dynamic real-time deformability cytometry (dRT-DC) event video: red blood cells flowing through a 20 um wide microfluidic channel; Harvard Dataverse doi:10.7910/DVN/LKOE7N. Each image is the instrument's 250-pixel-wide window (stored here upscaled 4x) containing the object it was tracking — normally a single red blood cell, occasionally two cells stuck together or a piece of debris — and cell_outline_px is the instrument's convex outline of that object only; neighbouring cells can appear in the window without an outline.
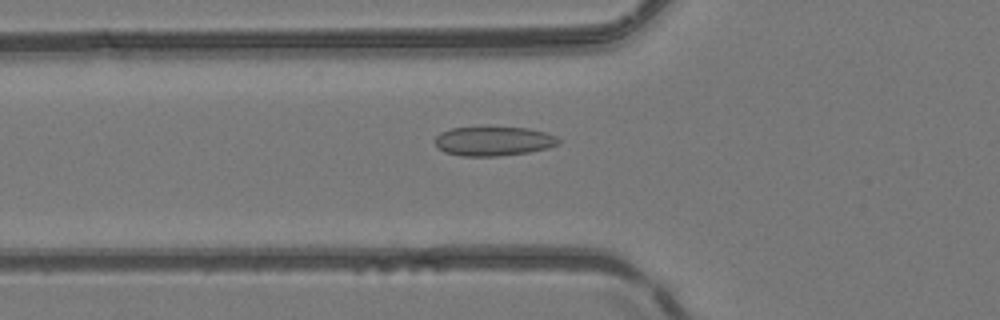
{"species": "common noctule bat (a hibernating species)", "species_latin": "Nyctalus noctula", "temperature_condition": "room temperature", "stored_images_in_passage": 51, "camera_frame_rate_fps": 3000, "um_per_image_px": 0.085, "animal": {"sex": "female", "body_mass_g": 24.6, "forearm_length_mm": 56.2}, "frame": {"image": 1, "passage_image": 19, "time_ms": 6.0, "image_size_px": [1000, 320], "cell_outline_px": [[560, 144], [548, 148], [528, 152], [496, 156], [460, 156], [444, 152], [432, 140], [440, 132], [452, 128], [528, 128], [544, 132], [556, 136], [560, 140]], "centroid_in_image_um": [41.94, 12.01], "position_along_channel_um": 83.9, "area_um2": 20.92}}
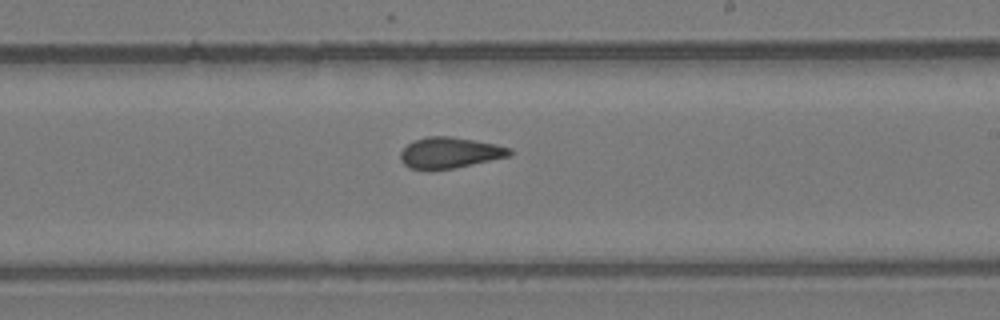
{"frame": {"image": 2, "passage_image": 31, "time_ms": 10.0, "image_size_px": [1000, 320], "cell_outline_px": [[512, 156], [452, 168], [408, 168], [400, 160], [400, 152], [412, 140], [428, 136], [452, 136], [496, 144], [512, 148]], "centroid_in_image_um": [38.25, 12.95], "position_along_channel_um": 250.7, "area_um2": 19.54}}
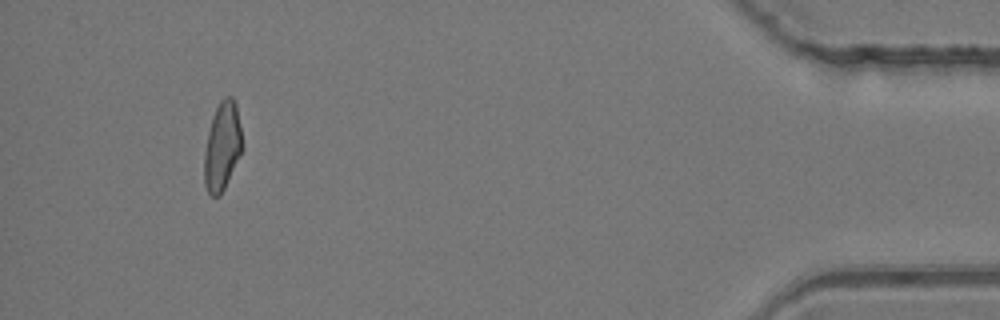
{"frame": {"image": 3, "passage_image": 48, "time_ms": 15.667, "image_size_px": [1000, 320], "cell_outline_px": [[244, 148], [220, 196], [212, 196], [208, 192], [204, 184], [204, 152], [208, 132], [216, 108], [220, 100], [224, 96], [232, 96], [236, 104], [244, 144]], "centroid_in_image_um": [18.91, 12.43], "position_along_channel_um": 416.3, "area_um2": 19.71}, "authors_computed_cell_mechanics": {"area_um2": 20.3456, "velocity_mm_per_s": 4.1507, "shape_relaxation_time_tau1_ms": null, "shape_relaxation_time_tau2_ms": 2.1952, "deformation_change_tau1": null, "deformation_change_tau2": 0.0742}}